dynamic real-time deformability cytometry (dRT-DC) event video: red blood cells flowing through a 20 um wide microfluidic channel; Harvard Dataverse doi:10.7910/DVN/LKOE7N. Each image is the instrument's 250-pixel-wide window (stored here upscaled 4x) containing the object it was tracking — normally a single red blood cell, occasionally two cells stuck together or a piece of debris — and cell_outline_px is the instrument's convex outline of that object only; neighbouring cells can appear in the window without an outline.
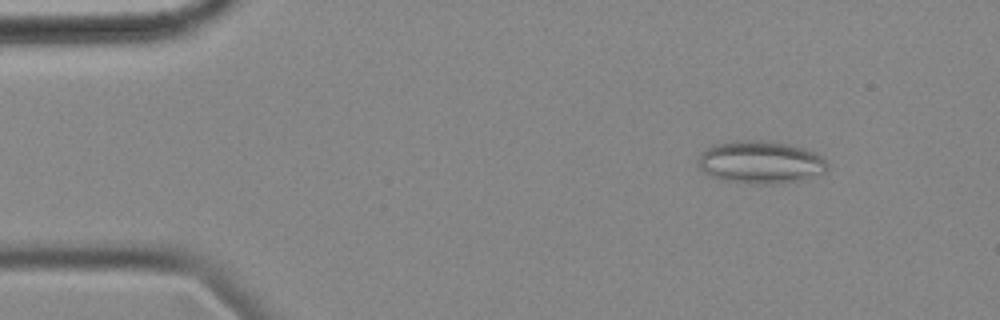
{"species": "common noctule bat (a hibernating species)", "species_latin": "Nyctalus noctula", "temperature_condition": "cold", "stored_images_in_passage": 56, "camera_frame_rate_fps": 3000, "um_per_image_px": 0.085, "animal": {"sex": "female", "body_mass_g": 18.4}, "frame": {"image": 1, "passage_image": 7, "time_ms": 2.0, "image_size_px": [1000, 320], "cell_outline_px": [[828, 168], [824, 172], [792, 180], [724, 180], [712, 176], [704, 172], [700, 168], [696, 160], [704, 148], [712, 144], [744, 140], [760, 140], [788, 144], [804, 148], [820, 156], [828, 164]], "centroid_in_image_um": [64.55, 13.7], "position_along_channel_um": 20.4, "area_um2": 30.4}}
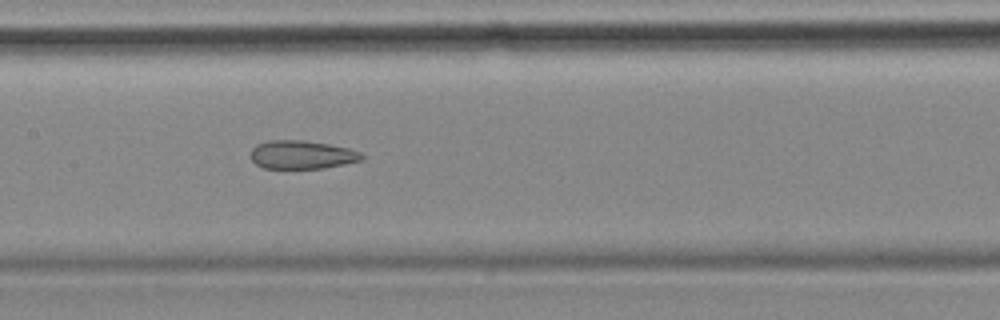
{"frame": {"image": 2, "passage_image": 27, "time_ms": 8.667, "image_size_px": [1000, 320], "cell_outline_px": [[364, 160], [324, 168], [264, 168], [256, 164], [248, 156], [252, 148], [256, 144], [268, 140], [300, 140], [328, 144], [348, 148], [360, 152], [364, 156]], "centroid_in_image_um": [25.63, 13.15], "position_along_channel_um": 181.8, "area_um2": 18.5}}
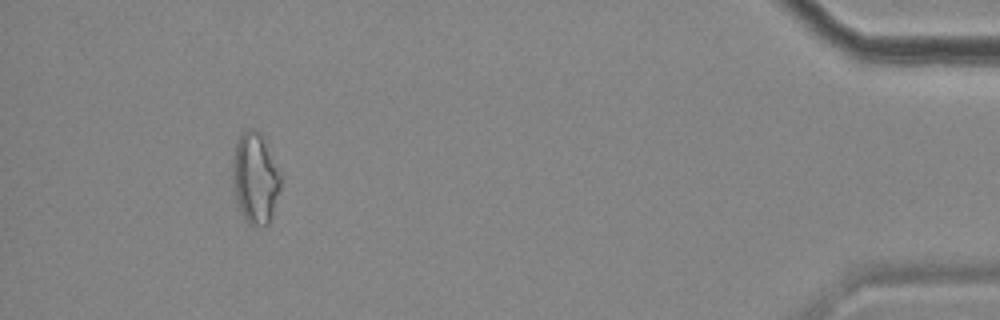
{"frame": {"image": 3, "passage_image": 52, "time_ms": 17.0, "image_size_px": [1000, 320], "cell_outline_px": [[280, 188], [268, 224], [252, 224], [244, 216], [240, 208], [236, 196], [232, 156], [240, 132], [252, 128], [260, 132], [264, 140], [280, 176]], "centroid_in_image_um": [21.68, 15.07], "position_along_channel_um": 413.5, "area_um2": 24.22}, "authors_computed_cell_mechanics": {"area_um2": 22.1952, "velocity_mm_per_s": 3.5676, "shape_relaxation_time_tau1_ms": null, "shape_relaxation_time_tau2_ms": 3.7286, "deformation_change_tau1": null, "deformation_change_tau2": 0.1328}}